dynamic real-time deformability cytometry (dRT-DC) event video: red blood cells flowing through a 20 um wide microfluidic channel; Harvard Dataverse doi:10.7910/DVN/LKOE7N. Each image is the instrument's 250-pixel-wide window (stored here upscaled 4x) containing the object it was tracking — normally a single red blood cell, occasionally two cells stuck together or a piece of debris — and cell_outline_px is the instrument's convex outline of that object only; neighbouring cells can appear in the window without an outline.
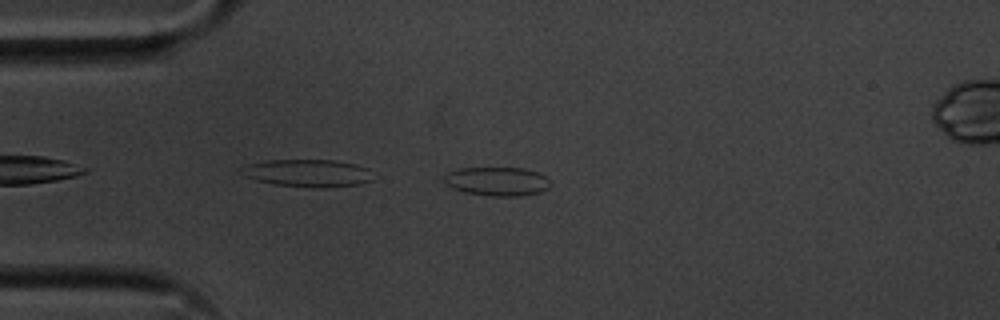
{"species": "common noctule bat (a hibernating species)", "species_latin": "Nyctalus noctula", "temperature_condition": "cold", "stored_images_in_passage": 43, "camera_frame_rate_fps": 3000, "um_per_image_px": 0.085, "animal": {"sex": "male", "body_mass_g": 20.1, "forearm_length_mm": 53.5}, "frame": {"image": 1, "passage_image": 1, "time_ms": 0.0, "image_size_px": [1000, 320], "cell_outline_px": [[552, 184], [548, 188], [540, 192], [520, 196], [492, 196], [464, 192], [452, 188], [444, 184], [440, 180], [448, 172], [460, 168], [524, 168], [536, 172], [544, 176]], "centroid_in_image_um": [42.21, 15.42], "position_along_channel_um": 42.8, "area_um2": 17.98}}
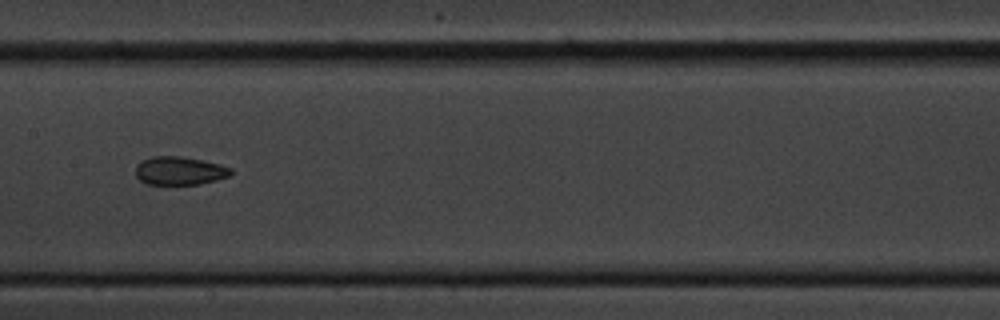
{"frame": {"image": 2, "passage_image": 15, "time_ms": 4.667, "image_size_px": [1000, 320], "cell_outline_px": [[232, 172], [228, 176], [216, 180], [200, 184], [148, 184], [140, 180], [136, 176], [136, 164], [152, 156], [180, 156], [220, 164], [232, 168]], "centroid_in_image_um": [15.26, 14.51], "position_along_channel_um": 192.1, "area_um2": 15.61}}
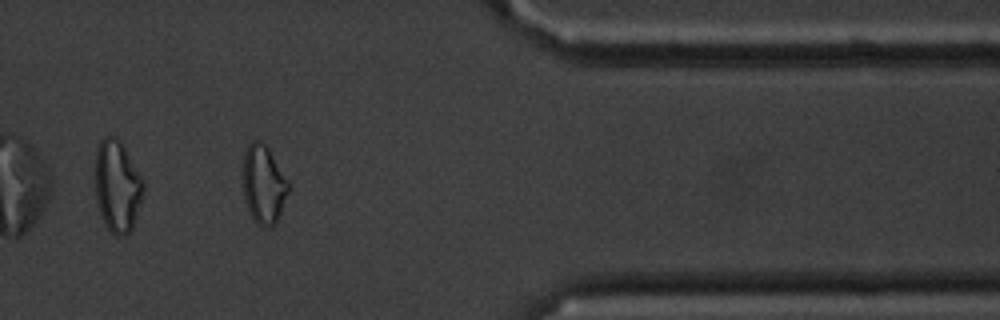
{"frame": {"image": 3, "passage_image": 33, "time_ms": 10.667, "image_size_px": [1000, 320], "cell_outline_px": [[288, 192], [280, 212], [276, 220], [272, 224], [264, 228], [256, 224], [252, 220], [244, 200], [244, 152], [248, 144], [252, 140], [260, 140], [268, 148], [288, 180]], "centroid_in_image_um": [22.38, 15.67], "position_along_channel_um": 389.0, "area_um2": 20.52}, "authors_computed_cell_mechanics": {"area_um2": 16.8198, "velocity_mm_per_s": 3.6123, "shape_relaxation_time_tau1_ms": null, "shape_relaxation_time_tau2_ms": 2.738, "deformation_change_tau1": null, "deformation_change_tau2": 0.0895}}